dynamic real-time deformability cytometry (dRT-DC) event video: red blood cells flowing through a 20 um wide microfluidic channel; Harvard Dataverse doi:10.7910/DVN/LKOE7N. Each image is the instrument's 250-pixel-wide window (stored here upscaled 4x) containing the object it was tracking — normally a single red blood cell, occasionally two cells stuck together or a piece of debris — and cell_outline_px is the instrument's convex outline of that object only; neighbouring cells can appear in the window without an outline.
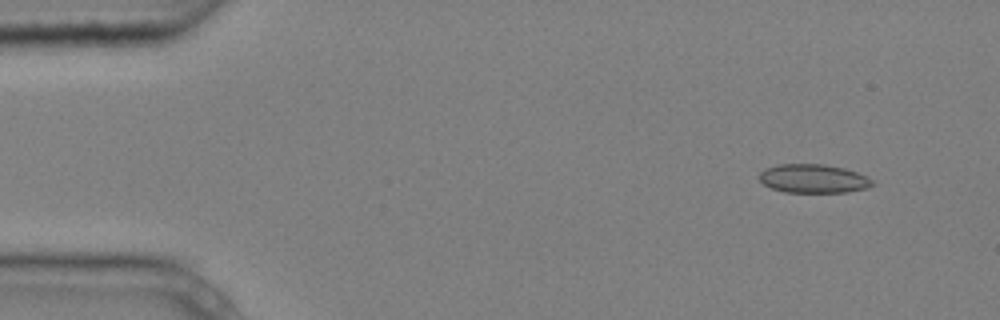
{"species": "common noctule bat (a hibernating species)", "species_latin": "Nyctalus noctula", "temperature_condition": "cold", "stored_images_in_passage": 4, "camera_frame_rate_fps": 3000, "um_per_image_px": 0.085, "animal": {"sex": "male", "body_mass_g": 20.4}, "frame": {"image": 1, "passage_image": 1, "time_ms": 0.0, "image_size_px": [1000, 320], "cell_outline_px": [[876, 184], [868, 188], [848, 192], [784, 192], [772, 188], [764, 184], [760, 180], [760, 172], [764, 168], [776, 164], [824, 164], [844, 168], [868, 176]], "centroid_in_image_um": [69.16, 15.18], "position_along_channel_um": 15.8, "area_um2": 19.07}}
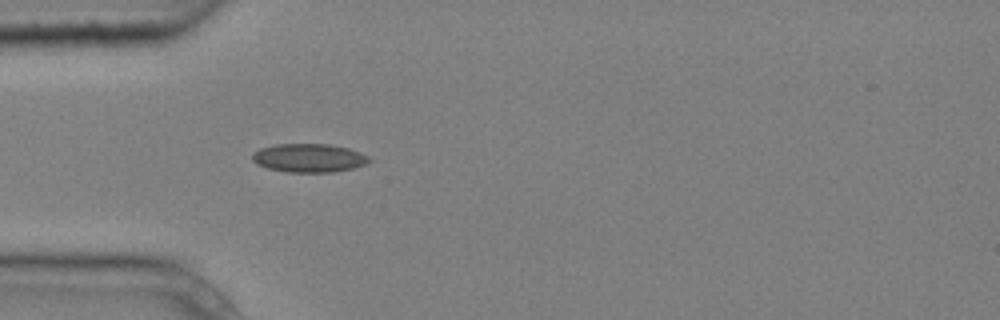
{"frame": {"image": 2, "passage_image": 4, "time_ms": 1.0, "image_size_px": [1000, 320], "cell_outline_px": [[372, 160], [364, 164], [352, 168], [332, 172], [288, 172], [268, 168], [256, 164], [252, 160], [252, 152], [260, 148], [276, 144], [328, 144], [348, 148], [360, 152], [368, 156]], "centroid_in_image_um": [26.23, 13.42], "position_along_channel_um": 58.8, "area_um2": 19.42}}